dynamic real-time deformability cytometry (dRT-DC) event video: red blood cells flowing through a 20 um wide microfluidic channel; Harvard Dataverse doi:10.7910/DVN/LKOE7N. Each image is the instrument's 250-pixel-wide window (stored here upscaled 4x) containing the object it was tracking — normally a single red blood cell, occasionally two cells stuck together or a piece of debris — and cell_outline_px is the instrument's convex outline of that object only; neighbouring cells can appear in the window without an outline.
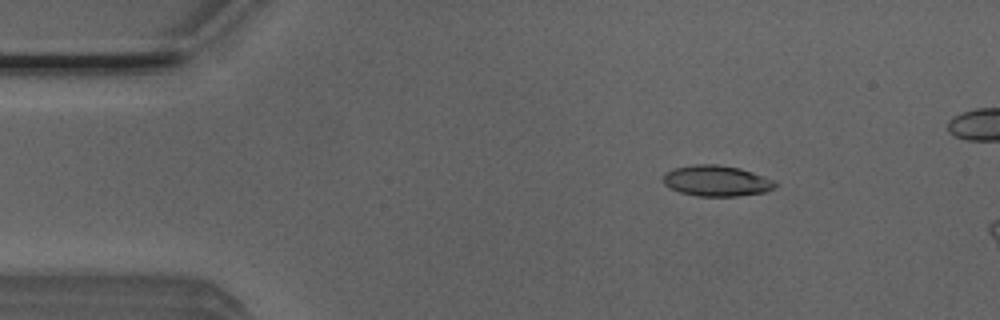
{"species": "Egyptian fruit bat (a non-hibernating species)", "species_latin": "Rousettus aegyptiacus", "temperature_condition": "room temperature", "stored_images_in_passage": 6, "camera_frame_rate_fps": 3000, "um_per_image_px": 0.085, "animal": {"sex": "male"}, "frame": {"image": 1, "passage_image": 2, "time_ms": 0.333, "image_size_px": [1000, 320], "cell_outline_px": [[756, 192], [692, 192], [692, 168], [732, 168], [744, 172], [752, 176]], "centroid_in_image_um": [61.33, 15.35], "position_along_channel_um": 23.7, "area_um2": 10.12}}